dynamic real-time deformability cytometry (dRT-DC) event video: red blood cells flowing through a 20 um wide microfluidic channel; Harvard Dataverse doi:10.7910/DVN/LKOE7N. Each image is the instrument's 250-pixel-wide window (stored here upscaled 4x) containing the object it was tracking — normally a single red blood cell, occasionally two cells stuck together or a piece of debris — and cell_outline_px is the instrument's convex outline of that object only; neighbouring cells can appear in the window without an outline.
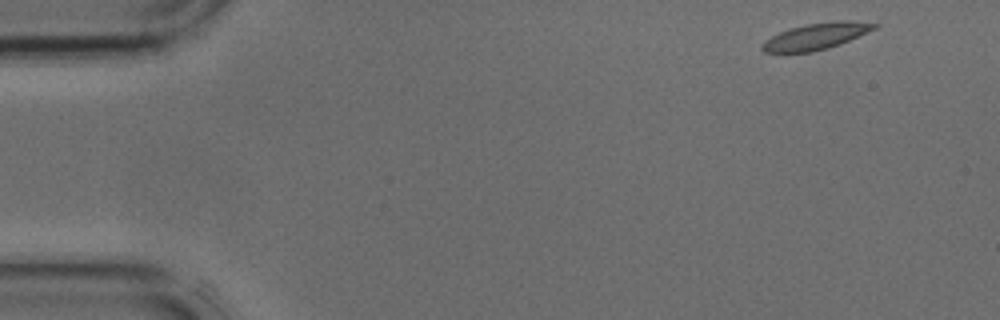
{"species": "common noctule bat (a hibernating species)", "species_latin": "Nyctalus noctula", "temperature_condition": "cold", "stored_images_in_passage": 12, "camera_frame_rate_fps": 3000, "um_per_image_px": 0.085, "animal": {"sex": "male", "body_mass_g": 17.9, "forearm_length_mm": 54.2}, "frame": {"image": 1, "passage_image": 1, "time_ms": 0.0, "image_size_px": [1000, 320], "cell_outline_px": [[880, 24], [876, 28], [840, 44], [828, 48], [812, 52], [764, 52], [760, 48], [760, 44], [764, 40], [780, 32], [804, 24], [840, 20], [852, 20]], "centroid_in_image_um": [69.36, 3.08], "position_along_channel_um": 15.6, "area_um2": 17.22}}
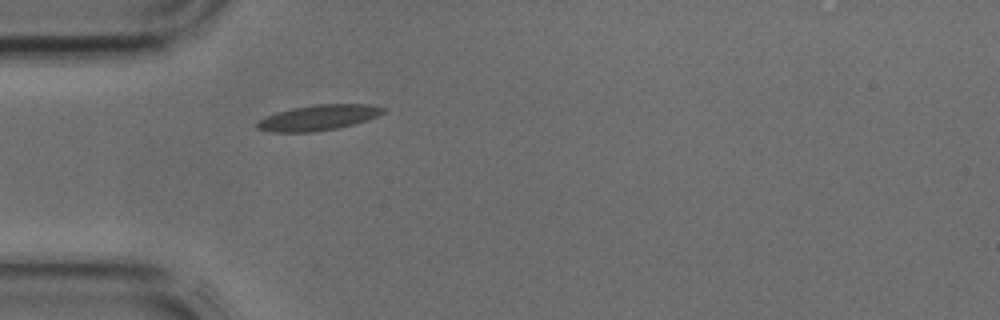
{"frame": {"image": 2, "passage_image": 10, "time_ms": 3.0, "image_size_px": [1000, 320], "cell_outline_px": [[388, 108], [384, 112], [376, 116], [352, 124], [336, 128], [312, 132], [272, 132], [256, 128], [256, 124], [260, 120], [276, 112], [292, 108], [316, 104], [372, 104]], "centroid_in_image_um": [27.07, 9.98], "position_along_channel_um": 57.9, "area_um2": 18.5}}